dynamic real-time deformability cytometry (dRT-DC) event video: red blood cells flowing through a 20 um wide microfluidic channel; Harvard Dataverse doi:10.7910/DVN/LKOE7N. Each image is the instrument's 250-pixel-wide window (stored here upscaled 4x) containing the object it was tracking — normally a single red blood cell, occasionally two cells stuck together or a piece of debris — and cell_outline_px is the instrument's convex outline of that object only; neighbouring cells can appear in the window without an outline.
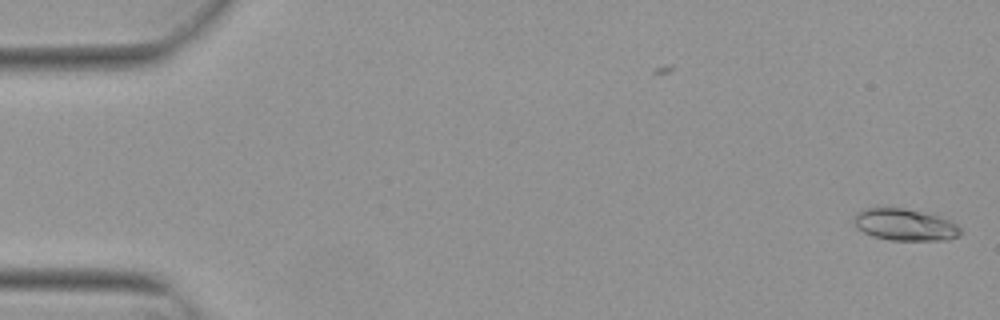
{"species": "Egyptian fruit bat (a non-hibernating species)", "species_latin": "Rousettus aegyptiacus", "temperature_condition": "warm", "stored_images_in_passage": 54, "camera_frame_rate_fps": 3000, "um_per_image_px": 0.085, "animal": {"sex": "female"}, "frame": {"image": 1, "passage_image": 1, "time_ms": 0.0, "image_size_px": [1000, 320], "cell_outline_px": [[964, 232], [960, 236], [948, 240], [888, 240], [872, 236], [856, 228], [852, 220], [856, 212], [864, 208], [904, 208], [948, 216]], "centroid_in_image_um": [76.98, 19.09], "position_along_channel_um": 8.0, "area_um2": 20.46}}
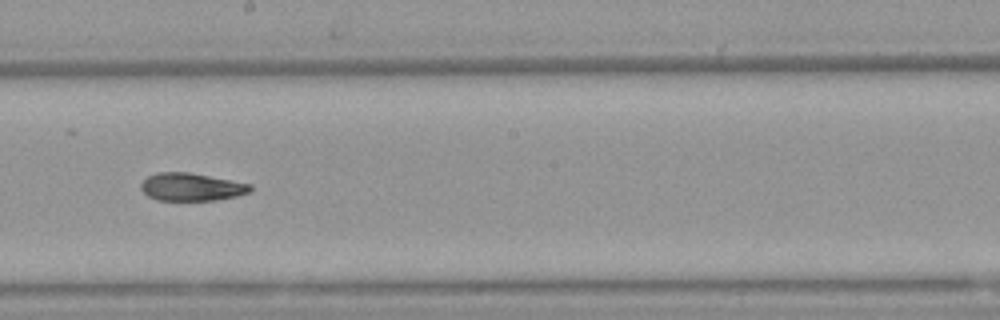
{"frame": {"image": 2, "passage_image": 30, "time_ms": 9.667, "image_size_px": [1000, 320], "cell_outline_px": [[252, 188], [248, 192], [236, 196], [216, 200], [156, 200], [148, 196], [140, 188], [140, 184], [148, 176], [156, 172], [188, 172], [252, 184]], "centroid_in_image_um": [16.24, 15.89], "position_along_channel_um": 232.0, "area_um2": 17.63}}
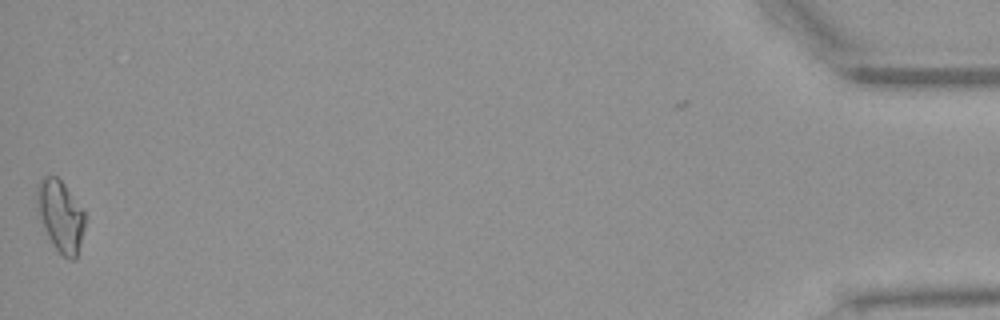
{"frame": {"image": 3, "passage_image": 53, "time_ms": 17.333, "image_size_px": [1000, 320], "cell_outline_px": [[88, 216], [76, 260], [68, 260], [56, 248], [48, 236], [36, 212], [36, 184], [44, 176], [56, 176], [64, 184]], "centroid_in_image_um": [5.15, 18.35], "position_along_channel_um": 430.1, "area_um2": 20.35}, "authors_computed_cell_mechanics": {"area_um2": 18.3515, "velocity_mm_per_s": 3.8441, "shape_relaxation_time_tau1_ms": null, "shape_relaxation_time_tau2_ms": 4.574, "deformation_change_tau1": null, "deformation_change_tau2": 0.123}}